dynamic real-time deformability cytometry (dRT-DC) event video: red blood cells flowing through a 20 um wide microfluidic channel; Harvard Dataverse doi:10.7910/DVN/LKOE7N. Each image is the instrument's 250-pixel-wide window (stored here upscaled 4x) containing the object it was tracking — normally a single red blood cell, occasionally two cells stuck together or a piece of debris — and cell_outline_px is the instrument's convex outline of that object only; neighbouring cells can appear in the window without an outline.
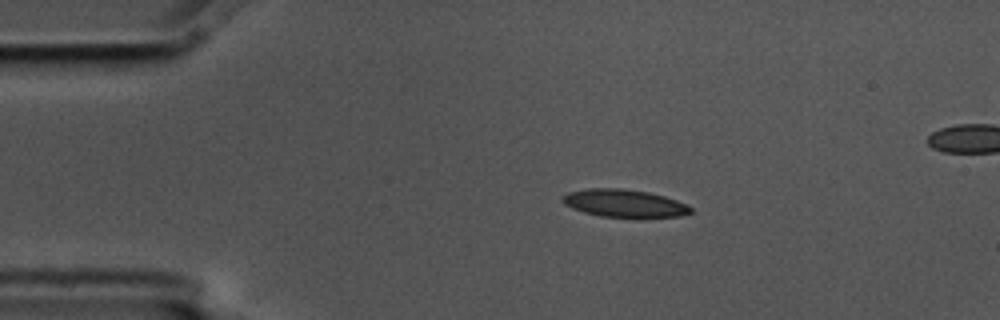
{"species": "common noctule bat (a hibernating species)", "species_latin": "Nyctalus noctula", "temperature_condition": "cold", "stored_images_in_passage": 4, "camera_frame_rate_fps": 3000, "um_per_image_px": 0.085, "animal": {"sex": "male", "body_mass_g": 17.5, "forearm_length_mm": 52.3}, "frame": {"image": 1, "passage_image": 3, "time_ms": 0.667, "image_size_px": [1000, 320], "cell_outline_px": [[692, 212], [680, 216], [600, 216], [584, 212], [572, 208], [564, 204], [560, 200], [568, 192], [588, 188], [620, 188], [648, 192], [664, 196], [676, 200], [692, 208]], "centroid_in_image_um": [53.01, 17.26], "position_along_channel_um": 32.0, "area_um2": 20.23}}